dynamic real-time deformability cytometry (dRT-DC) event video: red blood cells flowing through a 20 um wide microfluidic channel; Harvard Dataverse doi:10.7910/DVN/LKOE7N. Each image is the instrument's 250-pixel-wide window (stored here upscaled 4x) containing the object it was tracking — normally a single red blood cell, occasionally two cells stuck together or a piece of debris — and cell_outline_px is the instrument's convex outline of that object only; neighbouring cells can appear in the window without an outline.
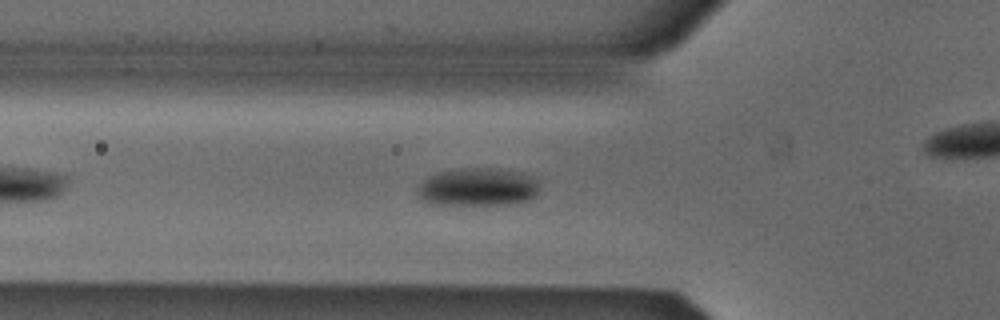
{"species": "Egyptian fruit bat (a non-hibernating species)", "species_latin": "Rousettus aegyptiacus", "temperature_condition": "cold", "stored_images_in_passage": 28, "camera_frame_rate_fps": 3000, "um_per_image_px": 0.085, "animal": {"sex": "male"}, "frame": {"image": 1, "passage_image": 8, "time_ms": 2.333, "image_size_px": [1000, 320], "cell_outline_px": [[540, 188], [536, 196], [528, 200], [512, 204], [432, 204], [424, 200], [416, 192], [416, 188], [428, 176], [440, 172], [464, 168], [492, 168], [520, 172], [532, 176], [540, 180]], "centroid_in_image_um": [40.67, 15.89], "position_along_channel_um": 85.1, "area_um2": 27.17}}
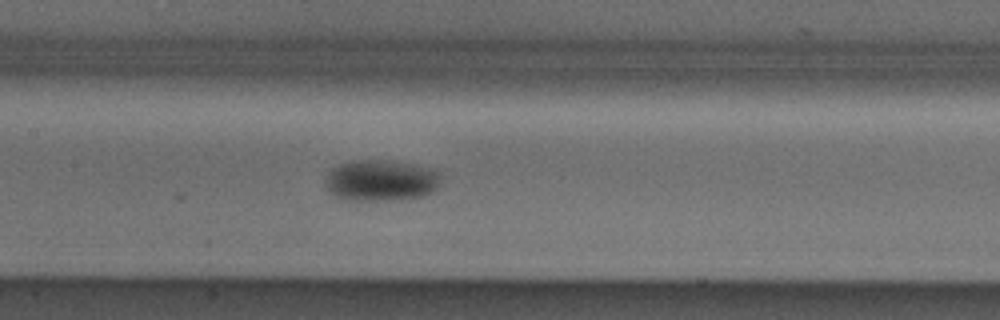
{"frame": {"image": 2, "passage_image": 15, "time_ms": 4.667, "image_size_px": [1000, 320], "cell_outline_px": [[440, 184], [432, 192], [424, 196], [392, 200], [344, 200], [328, 192], [324, 188], [324, 180], [328, 172], [332, 168], [340, 164], [352, 160], [388, 160], [420, 164], [436, 168], [440, 172]], "centroid_in_image_um": [32.39, 15.32], "position_along_channel_um": 175.0, "area_um2": 28.55}}
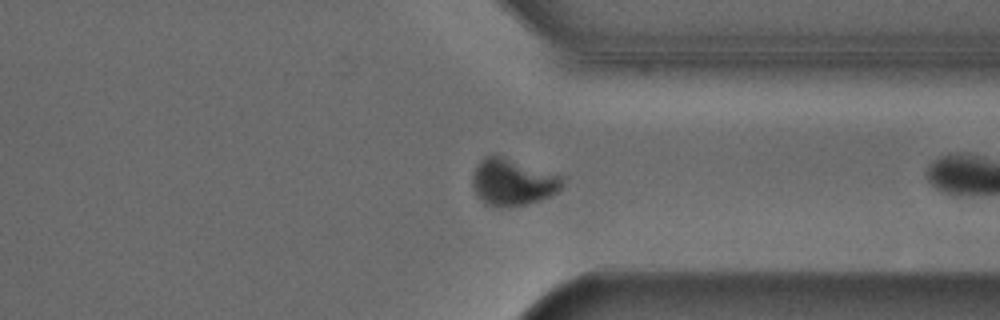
{"frame": {"image": 3, "passage_image": 27, "time_ms": 8.667, "image_size_px": [1000, 320], "cell_outline_px": [[564, 184], [552, 196], [540, 200], [524, 204], [500, 208], [496, 208], [484, 204], [476, 196], [472, 184], [472, 176], [476, 164], [484, 156], [504, 156], [564, 176]], "centroid_in_image_um": [43.56, 15.49], "position_along_channel_um": 367.8, "area_um2": 24.97}}